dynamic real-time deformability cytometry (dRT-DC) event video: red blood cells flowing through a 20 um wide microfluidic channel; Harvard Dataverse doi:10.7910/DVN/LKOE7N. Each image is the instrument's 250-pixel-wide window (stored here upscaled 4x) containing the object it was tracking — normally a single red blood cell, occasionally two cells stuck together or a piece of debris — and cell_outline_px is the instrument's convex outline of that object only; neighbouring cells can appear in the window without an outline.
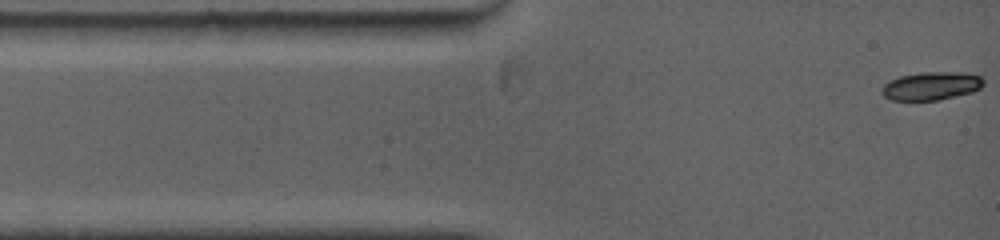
{"species": "common noctule bat (a hibernating species)", "species_latin": "Nyctalus noctula", "temperature_condition": "warm", "stored_images_in_passage": 65, "camera_frame_rate_fps": 5000, "um_per_image_px": 0.085, "animal": {"sex": "female", "body_mass_g": 19.0, "forearm_length_mm": 53.3}, "frame": {"image": 1, "passage_image": 1, "time_ms": 0.0, "image_size_px": [1000, 240], "cell_outline_px": [[984, 84], [980, 88], [972, 92], [936, 100], [892, 100], [884, 96], [880, 92], [884, 84], [888, 80], [900, 76], [920, 72], [964, 72], [980, 76], [984, 80]], "centroid_in_image_um": [79.14, 7.29], "position_along_channel_um": 5.9, "area_um2": 16.76}}
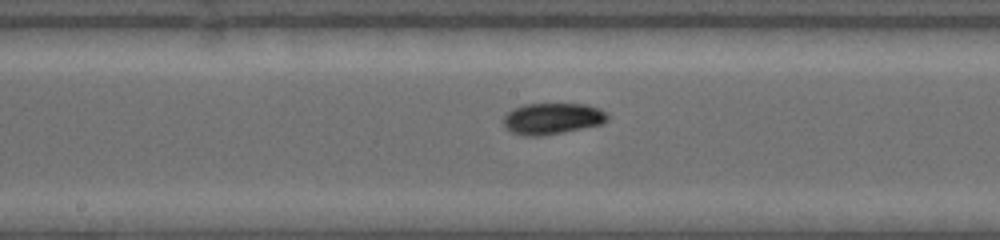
{"frame": {"image": 2, "passage_image": 28, "time_ms": 6.2, "image_size_px": [1000, 240], "cell_outline_px": [[608, 120], [600, 124], [540, 136], [524, 136], [512, 132], [504, 124], [504, 116], [512, 108], [524, 104], [588, 104], [600, 108], [608, 116]], "centroid_in_image_um": [46.93, 10.06], "position_along_channel_um": 201.3, "area_um2": 18.73}}
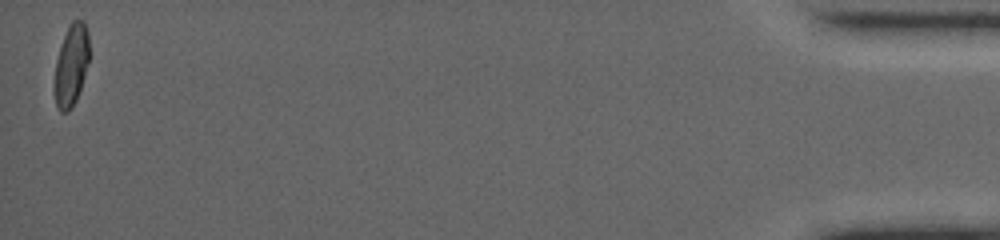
{"frame": {"image": 3, "passage_image": 64, "time_ms": 15.8, "image_size_px": [1000, 240], "cell_outline_px": [[88, 60], [84, 76], [76, 100], [72, 108], [68, 112], [60, 112], [56, 104], [52, 88], [56, 60], [64, 36], [72, 20], [84, 20], [88, 32]], "centroid_in_image_um": [6.02, 5.58], "position_along_channel_um": 429.2, "area_um2": 16.59}}